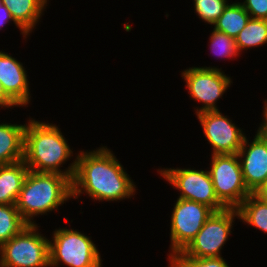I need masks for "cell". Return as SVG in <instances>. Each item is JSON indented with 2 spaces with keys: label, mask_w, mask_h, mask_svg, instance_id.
Masks as SVG:
<instances>
[{
  "label": "cell",
  "mask_w": 267,
  "mask_h": 267,
  "mask_svg": "<svg viewBox=\"0 0 267 267\" xmlns=\"http://www.w3.org/2000/svg\"><path fill=\"white\" fill-rule=\"evenodd\" d=\"M196 115L208 143L212 146V155L238 153L245 138L241 128L220 110L204 111Z\"/></svg>",
  "instance_id": "obj_11"
},
{
  "label": "cell",
  "mask_w": 267,
  "mask_h": 267,
  "mask_svg": "<svg viewBox=\"0 0 267 267\" xmlns=\"http://www.w3.org/2000/svg\"><path fill=\"white\" fill-rule=\"evenodd\" d=\"M48 0H0L14 21L29 35L39 22Z\"/></svg>",
  "instance_id": "obj_16"
},
{
  "label": "cell",
  "mask_w": 267,
  "mask_h": 267,
  "mask_svg": "<svg viewBox=\"0 0 267 267\" xmlns=\"http://www.w3.org/2000/svg\"><path fill=\"white\" fill-rule=\"evenodd\" d=\"M11 21H13V23L19 28V30L22 33V36L24 38H27V36H29L13 19L12 15L10 14L8 8L0 3V30L2 29V27L4 26V24L6 23H11Z\"/></svg>",
  "instance_id": "obj_25"
},
{
  "label": "cell",
  "mask_w": 267,
  "mask_h": 267,
  "mask_svg": "<svg viewBox=\"0 0 267 267\" xmlns=\"http://www.w3.org/2000/svg\"><path fill=\"white\" fill-rule=\"evenodd\" d=\"M240 3L251 18L267 20V0H245Z\"/></svg>",
  "instance_id": "obj_24"
},
{
  "label": "cell",
  "mask_w": 267,
  "mask_h": 267,
  "mask_svg": "<svg viewBox=\"0 0 267 267\" xmlns=\"http://www.w3.org/2000/svg\"><path fill=\"white\" fill-rule=\"evenodd\" d=\"M250 18L249 13L243 8L240 2L228 3L222 15L213 24V29L235 39Z\"/></svg>",
  "instance_id": "obj_17"
},
{
  "label": "cell",
  "mask_w": 267,
  "mask_h": 267,
  "mask_svg": "<svg viewBox=\"0 0 267 267\" xmlns=\"http://www.w3.org/2000/svg\"><path fill=\"white\" fill-rule=\"evenodd\" d=\"M263 117L262 123L258 127L257 133L262 137V139L267 143V99L264 101Z\"/></svg>",
  "instance_id": "obj_26"
},
{
  "label": "cell",
  "mask_w": 267,
  "mask_h": 267,
  "mask_svg": "<svg viewBox=\"0 0 267 267\" xmlns=\"http://www.w3.org/2000/svg\"><path fill=\"white\" fill-rule=\"evenodd\" d=\"M38 227L29 225L0 246L1 267H49V240Z\"/></svg>",
  "instance_id": "obj_5"
},
{
  "label": "cell",
  "mask_w": 267,
  "mask_h": 267,
  "mask_svg": "<svg viewBox=\"0 0 267 267\" xmlns=\"http://www.w3.org/2000/svg\"><path fill=\"white\" fill-rule=\"evenodd\" d=\"M228 0H194V10L204 22L213 25L222 15Z\"/></svg>",
  "instance_id": "obj_22"
},
{
  "label": "cell",
  "mask_w": 267,
  "mask_h": 267,
  "mask_svg": "<svg viewBox=\"0 0 267 267\" xmlns=\"http://www.w3.org/2000/svg\"><path fill=\"white\" fill-rule=\"evenodd\" d=\"M235 217L239 219V213L233 208L213 212L192 241L173 258L222 257L221 249L231 235Z\"/></svg>",
  "instance_id": "obj_6"
},
{
  "label": "cell",
  "mask_w": 267,
  "mask_h": 267,
  "mask_svg": "<svg viewBox=\"0 0 267 267\" xmlns=\"http://www.w3.org/2000/svg\"><path fill=\"white\" fill-rule=\"evenodd\" d=\"M209 174L218 200L226 207L237 209L251 194L244 183L237 154L211 156Z\"/></svg>",
  "instance_id": "obj_7"
},
{
  "label": "cell",
  "mask_w": 267,
  "mask_h": 267,
  "mask_svg": "<svg viewBox=\"0 0 267 267\" xmlns=\"http://www.w3.org/2000/svg\"><path fill=\"white\" fill-rule=\"evenodd\" d=\"M209 40L214 56L231 59L240 55L235 39L223 32L213 29Z\"/></svg>",
  "instance_id": "obj_21"
},
{
  "label": "cell",
  "mask_w": 267,
  "mask_h": 267,
  "mask_svg": "<svg viewBox=\"0 0 267 267\" xmlns=\"http://www.w3.org/2000/svg\"><path fill=\"white\" fill-rule=\"evenodd\" d=\"M243 179L251 193L267 179V143L256 132L252 142L245 136L237 153Z\"/></svg>",
  "instance_id": "obj_12"
},
{
  "label": "cell",
  "mask_w": 267,
  "mask_h": 267,
  "mask_svg": "<svg viewBox=\"0 0 267 267\" xmlns=\"http://www.w3.org/2000/svg\"><path fill=\"white\" fill-rule=\"evenodd\" d=\"M26 124L0 123V165L23 160Z\"/></svg>",
  "instance_id": "obj_15"
},
{
  "label": "cell",
  "mask_w": 267,
  "mask_h": 267,
  "mask_svg": "<svg viewBox=\"0 0 267 267\" xmlns=\"http://www.w3.org/2000/svg\"><path fill=\"white\" fill-rule=\"evenodd\" d=\"M259 199L267 201V179L253 193Z\"/></svg>",
  "instance_id": "obj_28"
},
{
  "label": "cell",
  "mask_w": 267,
  "mask_h": 267,
  "mask_svg": "<svg viewBox=\"0 0 267 267\" xmlns=\"http://www.w3.org/2000/svg\"><path fill=\"white\" fill-rule=\"evenodd\" d=\"M18 106L5 92L2 83L0 82V107L11 108Z\"/></svg>",
  "instance_id": "obj_27"
},
{
  "label": "cell",
  "mask_w": 267,
  "mask_h": 267,
  "mask_svg": "<svg viewBox=\"0 0 267 267\" xmlns=\"http://www.w3.org/2000/svg\"><path fill=\"white\" fill-rule=\"evenodd\" d=\"M101 255L91 237L74 230L59 228L49 239V267L60 263L68 267H102Z\"/></svg>",
  "instance_id": "obj_4"
},
{
  "label": "cell",
  "mask_w": 267,
  "mask_h": 267,
  "mask_svg": "<svg viewBox=\"0 0 267 267\" xmlns=\"http://www.w3.org/2000/svg\"><path fill=\"white\" fill-rule=\"evenodd\" d=\"M29 172L23 160L0 165V204L15 205Z\"/></svg>",
  "instance_id": "obj_14"
},
{
  "label": "cell",
  "mask_w": 267,
  "mask_h": 267,
  "mask_svg": "<svg viewBox=\"0 0 267 267\" xmlns=\"http://www.w3.org/2000/svg\"><path fill=\"white\" fill-rule=\"evenodd\" d=\"M175 189L180 191V199L204 204L214 212L226 209L218 200L209 171L191 168H163L157 170Z\"/></svg>",
  "instance_id": "obj_8"
},
{
  "label": "cell",
  "mask_w": 267,
  "mask_h": 267,
  "mask_svg": "<svg viewBox=\"0 0 267 267\" xmlns=\"http://www.w3.org/2000/svg\"><path fill=\"white\" fill-rule=\"evenodd\" d=\"M72 197V180L59 173L29 170L16 201L19 214L30 224L37 215L57 210Z\"/></svg>",
  "instance_id": "obj_3"
},
{
  "label": "cell",
  "mask_w": 267,
  "mask_h": 267,
  "mask_svg": "<svg viewBox=\"0 0 267 267\" xmlns=\"http://www.w3.org/2000/svg\"><path fill=\"white\" fill-rule=\"evenodd\" d=\"M29 225L19 214L16 205L0 204V246L20 234Z\"/></svg>",
  "instance_id": "obj_20"
},
{
  "label": "cell",
  "mask_w": 267,
  "mask_h": 267,
  "mask_svg": "<svg viewBox=\"0 0 267 267\" xmlns=\"http://www.w3.org/2000/svg\"><path fill=\"white\" fill-rule=\"evenodd\" d=\"M213 210L201 203L177 198L171 215L170 250L172 259L181 252L202 229Z\"/></svg>",
  "instance_id": "obj_9"
},
{
  "label": "cell",
  "mask_w": 267,
  "mask_h": 267,
  "mask_svg": "<svg viewBox=\"0 0 267 267\" xmlns=\"http://www.w3.org/2000/svg\"><path fill=\"white\" fill-rule=\"evenodd\" d=\"M239 53L267 43V20L250 18L235 38Z\"/></svg>",
  "instance_id": "obj_19"
},
{
  "label": "cell",
  "mask_w": 267,
  "mask_h": 267,
  "mask_svg": "<svg viewBox=\"0 0 267 267\" xmlns=\"http://www.w3.org/2000/svg\"><path fill=\"white\" fill-rule=\"evenodd\" d=\"M135 188L131 177L106 146L77 154L72 180L74 199L85 192L94 201H118L135 195Z\"/></svg>",
  "instance_id": "obj_1"
},
{
  "label": "cell",
  "mask_w": 267,
  "mask_h": 267,
  "mask_svg": "<svg viewBox=\"0 0 267 267\" xmlns=\"http://www.w3.org/2000/svg\"><path fill=\"white\" fill-rule=\"evenodd\" d=\"M26 72L21 62L0 51V82L6 94L18 107L27 106L31 99Z\"/></svg>",
  "instance_id": "obj_13"
},
{
  "label": "cell",
  "mask_w": 267,
  "mask_h": 267,
  "mask_svg": "<svg viewBox=\"0 0 267 267\" xmlns=\"http://www.w3.org/2000/svg\"><path fill=\"white\" fill-rule=\"evenodd\" d=\"M242 222L267 233V201L251 193L237 208Z\"/></svg>",
  "instance_id": "obj_18"
},
{
  "label": "cell",
  "mask_w": 267,
  "mask_h": 267,
  "mask_svg": "<svg viewBox=\"0 0 267 267\" xmlns=\"http://www.w3.org/2000/svg\"><path fill=\"white\" fill-rule=\"evenodd\" d=\"M73 151L61 130L55 124L29 119L24 134L23 161L35 172L59 173L73 180L76 159L67 169L61 165L72 158Z\"/></svg>",
  "instance_id": "obj_2"
},
{
  "label": "cell",
  "mask_w": 267,
  "mask_h": 267,
  "mask_svg": "<svg viewBox=\"0 0 267 267\" xmlns=\"http://www.w3.org/2000/svg\"><path fill=\"white\" fill-rule=\"evenodd\" d=\"M168 267H229L223 257L172 258Z\"/></svg>",
  "instance_id": "obj_23"
},
{
  "label": "cell",
  "mask_w": 267,
  "mask_h": 267,
  "mask_svg": "<svg viewBox=\"0 0 267 267\" xmlns=\"http://www.w3.org/2000/svg\"><path fill=\"white\" fill-rule=\"evenodd\" d=\"M221 68L217 67H190L182 71V79L186 82V88L189 90L190 98L201 102L203 105L196 114L204 111L219 110L216 102L223 96L232 80L226 76Z\"/></svg>",
  "instance_id": "obj_10"
}]
</instances>
